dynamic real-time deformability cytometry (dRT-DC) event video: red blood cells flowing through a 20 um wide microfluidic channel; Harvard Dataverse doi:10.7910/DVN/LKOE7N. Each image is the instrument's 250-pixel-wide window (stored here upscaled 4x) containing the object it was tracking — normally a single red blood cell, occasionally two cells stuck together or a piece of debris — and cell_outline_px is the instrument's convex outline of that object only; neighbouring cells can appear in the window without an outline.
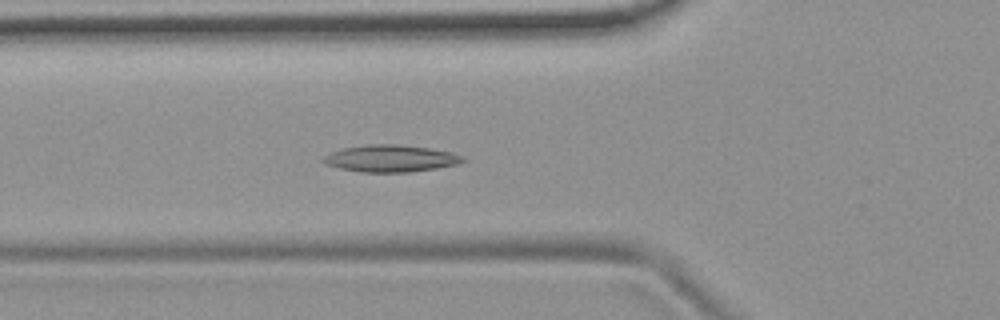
{"species": "common noctule bat (a hibernating species)", "species_latin": "Nyctalus noctula", "temperature_condition": "room temperature", "stored_images_in_passage": 53, "camera_frame_rate_fps": 3000, "um_per_image_px": 0.085, "animal": {"sex": "female", "body_mass_g": 19.9}, "frame": {"image": 1, "passage_image": 18, "time_ms": 5.667, "image_size_px": [1000, 320], "cell_outline_px": [[468, 160], [460, 164], [436, 168], [408, 172], [360, 172], [340, 168], [324, 164], [320, 160], [328, 152], [344, 148], [368, 144], [400, 144], [428, 148], [448, 152], [464, 156]], "centroid_in_image_um": [33.18, 13.47], "position_along_channel_um": 92.6, "area_um2": 22.08}}
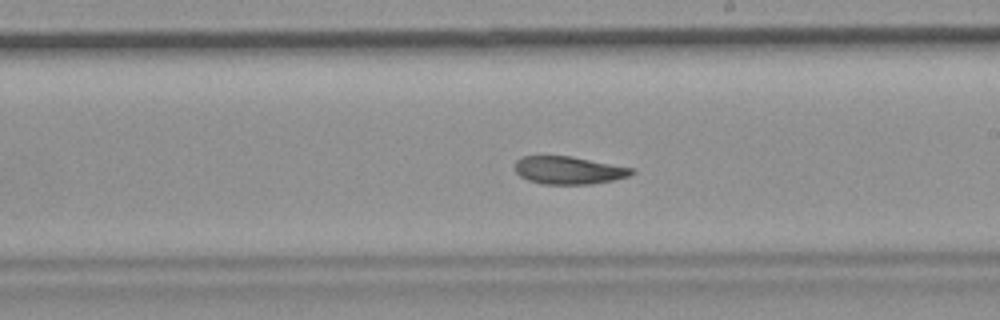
{"frame": {"image": 2, "passage_image": 30, "time_ms": 9.667, "image_size_px": [1000, 320], "cell_outline_px": [[636, 172], [628, 176], [612, 180], [592, 184], [544, 184], [528, 180], [520, 176], [516, 172], [516, 160], [520, 156], [572, 156], [632, 168]], "centroid_in_image_um": [48.32, 14.47], "position_along_channel_um": 240.7, "area_um2": 18.79}}
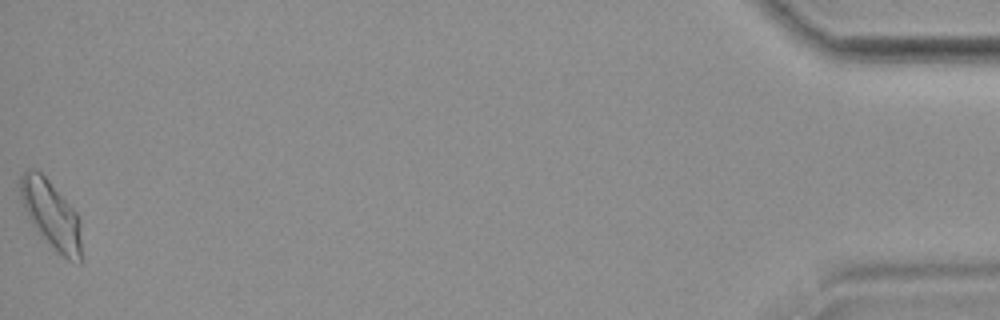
{"frame": {"image": 3, "passage_image": 53, "time_ms": 17.333, "image_size_px": [1000, 320], "cell_outline_px": [[84, 260], [80, 264], [68, 260], [40, 236], [32, 224], [20, 200], [20, 176], [28, 168], [32, 168], [40, 172], [48, 180], [76, 212], [80, 220]], "centroid_in_image_um": [4.39, 18.3], "position_along_channel_um": 430.8, "area_um2": 24.51}, "authors_computed_cell_mechanics": {"area_um2": 20.6346, "velocity_mm_per_s": 3.7086, "shape_relaxation_time_tau1_ms": null, "shape_relaxation_time_tau2_ms": 2.3849, "deformation_change_tau1": null, "deformation_change_tau2": 0.086}}